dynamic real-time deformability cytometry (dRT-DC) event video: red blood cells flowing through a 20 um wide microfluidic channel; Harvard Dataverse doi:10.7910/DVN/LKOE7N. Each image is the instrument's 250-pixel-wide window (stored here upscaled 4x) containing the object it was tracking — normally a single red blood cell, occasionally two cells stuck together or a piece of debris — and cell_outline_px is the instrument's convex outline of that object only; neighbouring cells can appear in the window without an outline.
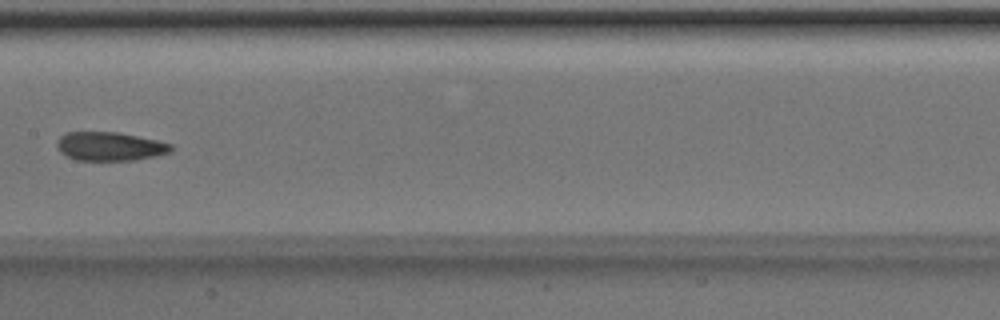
{"species": "Egyptian fruit bat (a non-hibernating species)", "species_latin": "Rousettus aegyptiacus", "temperature_condition": "room temperature", "stored_images_in_passage": 6, "camera_frame_rate_fps": 3000, "um_per_image_px": 0.085, "animal": {"sex": "male"}, "frame": {"image": 1, "passage_image": 6, "time_ms": 1.667, "image_size_px": [1000, 320], "cell_outline_px": [[172, 152], [156, 156], [136, 160], [76, 160], [64, 156], [56, 148], [56, 140], [64, 132], [120, 132], [156, 140], [172, 144]], "centroid_in_image_um": [9.3, 12.44], "position_along_channel_um": 198.1, "area_um2": 19.42}}